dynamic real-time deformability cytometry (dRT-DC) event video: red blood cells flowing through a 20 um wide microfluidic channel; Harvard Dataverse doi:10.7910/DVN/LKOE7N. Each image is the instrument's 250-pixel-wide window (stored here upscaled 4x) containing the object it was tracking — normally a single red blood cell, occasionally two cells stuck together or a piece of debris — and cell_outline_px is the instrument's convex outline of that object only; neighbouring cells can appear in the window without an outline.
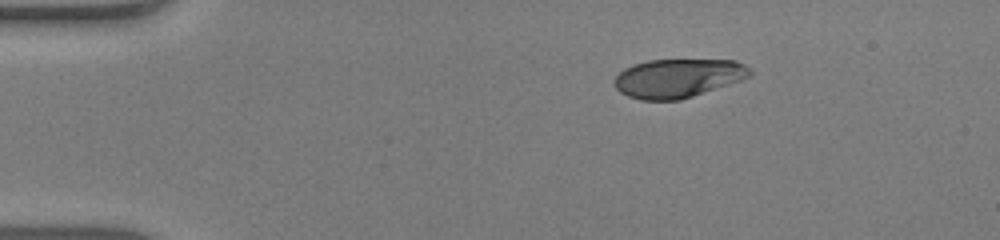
{"species": "human", "species_latin": "Homo sapiens", "temperature_condition": "warm", "stored_images_in_passage": 45, "camera_frame_rate_fps": 3000, "um_per_image_px": 0.085, "donor": {"sex": "male"}, "frame": {"image": 1, "passage_image": 1, "time_ms": 0.0, "image_size_px": [1000, 240], "cell_outline_px": [[752, 72], [748, 76], [740, 80], [680, 100], [640, 100], [628, 96], [620, 92], [612, 84], [612, 80], [624, 68], [632, 64], [648, 60], [736, 60], [752, 68]], "centroid_in_image_um": [57.58, 6.63], "position_along_channel_um": 27.4, "area_um2": 30.63}}
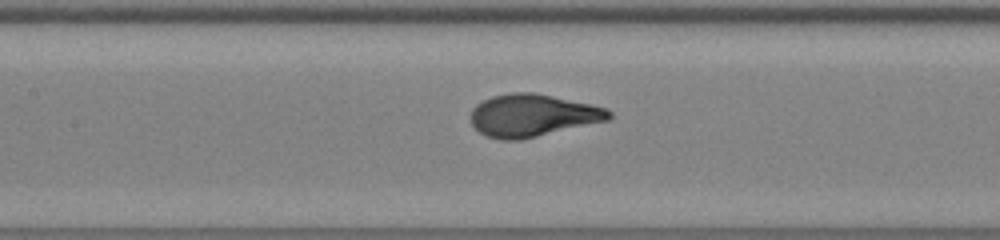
{"frame": {"image": 2, "passage_image": 17, "time_ms": 5.333, "image_size_px": [1000, 240], "cell_outline_px": [[612, 116], [608, 120], [520, 140], [500, 140], [488, 136], [480, 132], [472, 124], [472, 108], [476, 104], [492, 96], [512, 92], [532, 92], [592, 104], [608, 108], [612, 112]], "centroid_in_image_um": [45.28, 9.8], "position_along_channel_um": 162.1, "area_um2": 33.99}}
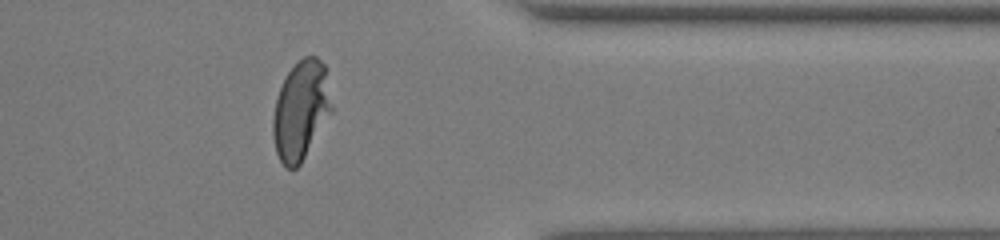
{"frame": {"image": 3, "passage_image": 35, "time_ms": 11.333, "image_size_px": [1000, 240], "cell_outline_px": [[332, 112], [300, 164], [296, 168], [284, 168], [276, 152], [272, 136], [272, 116], [276, 96], [288, 72], [304, 56], [316, 56], [324, 64], [332, 108]], "centroid_in_image_um": [25.54, 9.41], "position_along_channel_um": 385.9, "area_um2": 33.64}, "authors_computed_cell_mechanics": {"area_um2": 33.4662, "velocity_mm_per_s": 3.943, "shape_relaxation_time_tau1_ms": 3.9409, "shape_relaxation_time_tau2_ms": null, "deformation_change_tau1": 0.2312, "deformation_change_tau2": null}}